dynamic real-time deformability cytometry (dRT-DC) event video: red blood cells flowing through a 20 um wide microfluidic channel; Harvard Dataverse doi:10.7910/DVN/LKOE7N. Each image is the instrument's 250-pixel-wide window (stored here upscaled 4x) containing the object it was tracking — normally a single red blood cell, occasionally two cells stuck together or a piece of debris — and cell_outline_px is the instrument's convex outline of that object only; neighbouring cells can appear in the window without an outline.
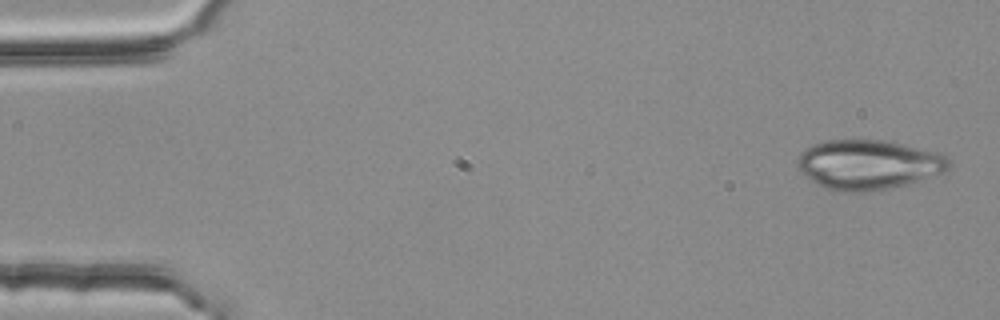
{"species": "common noctule bat (a hibernating species)", "species_latin": "Nyctalus noctula", "temperature_condition": "room temperature", "stored_images_in_passage": 4, "camera_frame_rate_fps": 3000, "um_per_image_px": 0.085, "animal": {"sex": "female", "body_mass_g": 25.1}, "frame": {"image": 1, "passage_image": 1, "time_ms": 0.0, "image_size_px": [1000, 320], "cell_outline_px": [[952, 164], [944, 172], [908, 184], [864, 192], [832, 192], [816, 184], [804, 176], [800, 172], [796, 164], [796, 160], [800, 152], [812, 144], [824, 140], [884, 140], [940, 152], [948, 156]], "centroid_in_image_um": [73.78, 13.99], "position_along_channel_um": 11.2, "area_um2": 44.45}}